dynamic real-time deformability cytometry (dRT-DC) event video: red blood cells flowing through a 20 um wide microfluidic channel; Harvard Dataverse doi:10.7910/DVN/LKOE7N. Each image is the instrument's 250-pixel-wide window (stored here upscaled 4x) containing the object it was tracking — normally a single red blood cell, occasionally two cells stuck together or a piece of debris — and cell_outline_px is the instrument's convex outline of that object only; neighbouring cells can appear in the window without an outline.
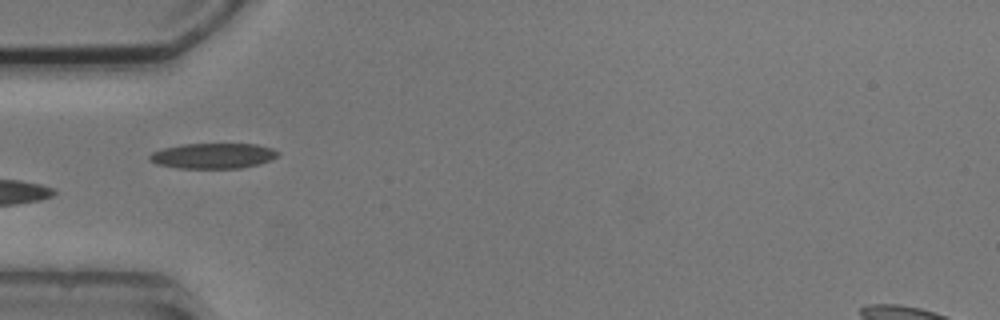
{"species": "common noctule bat (a hibernating species)", "species_latin": "Nyctalus noctula", "temperature_condition": "cold", "stored_images_in_passage": 5, "camera_frame_rate_fps": 3000, "um_per_image_px": 0.085, "animal": {"sex": "male", "body_mass_g": 20.5, "forearm_length_mm": 52.5}, "frame": {"image": 1, "passage_image": 3, "time_ms": 2.333, "image_size_px": [1000, 320], "cell_outline_px": [[280, 156], [272, 160], [260, 164], [240, 168], [176, 168], [156, 164], [148, 160], [148, 156], [152, 152], [164, 148], [180, 144], [256, 144], [272, 148], [280, 152]], "centroid_in_image_um": [18.13, 13.25], "position_along_channel_um": 66.9, "area_um2": 19.25}}